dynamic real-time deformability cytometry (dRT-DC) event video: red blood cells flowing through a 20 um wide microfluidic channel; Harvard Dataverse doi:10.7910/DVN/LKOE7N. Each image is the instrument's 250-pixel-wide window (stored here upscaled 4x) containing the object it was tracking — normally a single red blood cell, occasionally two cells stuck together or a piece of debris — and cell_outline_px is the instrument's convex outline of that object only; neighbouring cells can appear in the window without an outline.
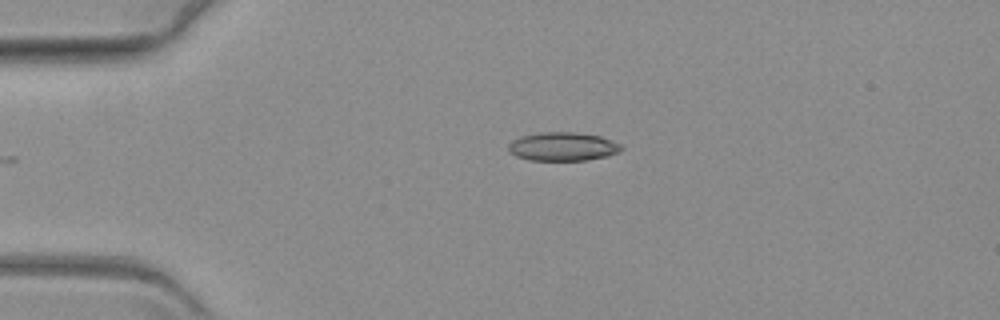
{"species": "common noctule bat (a hibernating species)", "species_latin": "Nyctalus noctula", "temperature_condition": "warm", "stored_images_in_passage": 48, "camera_frame_rate_fps": 3000, "um_per_image_px": 0.085, "animal": {"sex": "female", "body_mass_g": 19.3, "forearm_length_mm": 54.1}, "frame": {"image": 1, "passage_image": 1, "time_ms": 0.0, "image_size_px": [1000, 320], "cell_outline_px": [[624, 148], [620, 152], [608, 156], [588, 160], [528, 160], [516, 156], [508, 152], [508, 144], [512, 140], [520, 136], [540, 132], [576, 132], [600, 136], [624, 144]], "centroid_in_image_um": [47.86, 12.45], "position_along_channel_um": 37.1, "area_um2": 19.19}}
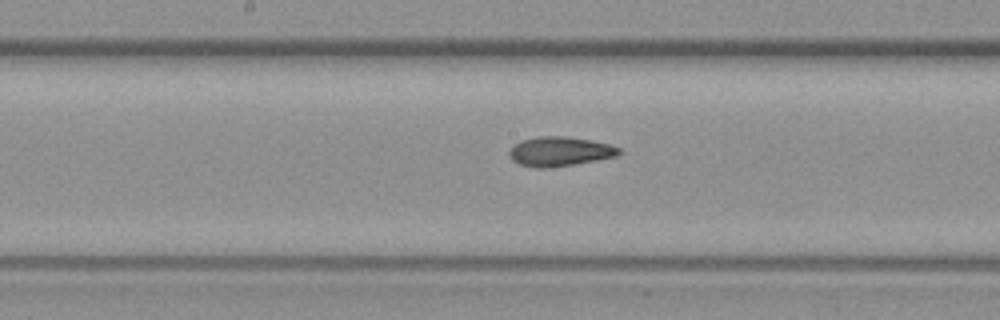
{"frame": {"image": 2, "passage_image": 19, "time_ms": 6.0, "image_size_px": [1000, 320], "cell_outline_px": [[624, 152], [616, 156], [596, 160], [548, 168], [536, 168], [520, 164], [512, 160], [508, 156], [508, 152], [520, 140], [540, 136], [564, 136], [592, 140], [608, 144], [620, 148]], "centroid_in_image_um": [47.58, 12.87], "position_along_channel_um": 200.6, "area_um2": 18.79}}
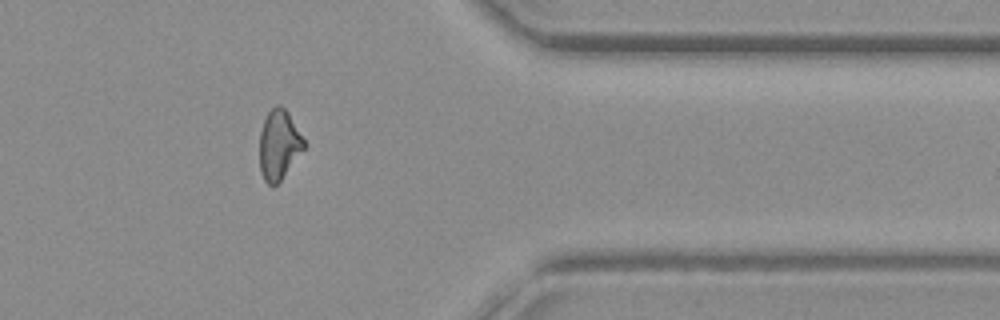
{"frame": {"image": 3, "passage_image": 37, "time_ms": 12.0, "image_size_px": [1000, 320], "cell_outline_px": [[304, 148], [280, 180], [272, 188], [264, 180], [260, 172], [260, 132], [264, 120], [268, 112], [276, 104], [280, 104], [288, 112], [304, 140]], "centroid_in_image_um": [23.68, 12.3], "position_along_channel_um": 387.7, "area_um2": 17.74}}